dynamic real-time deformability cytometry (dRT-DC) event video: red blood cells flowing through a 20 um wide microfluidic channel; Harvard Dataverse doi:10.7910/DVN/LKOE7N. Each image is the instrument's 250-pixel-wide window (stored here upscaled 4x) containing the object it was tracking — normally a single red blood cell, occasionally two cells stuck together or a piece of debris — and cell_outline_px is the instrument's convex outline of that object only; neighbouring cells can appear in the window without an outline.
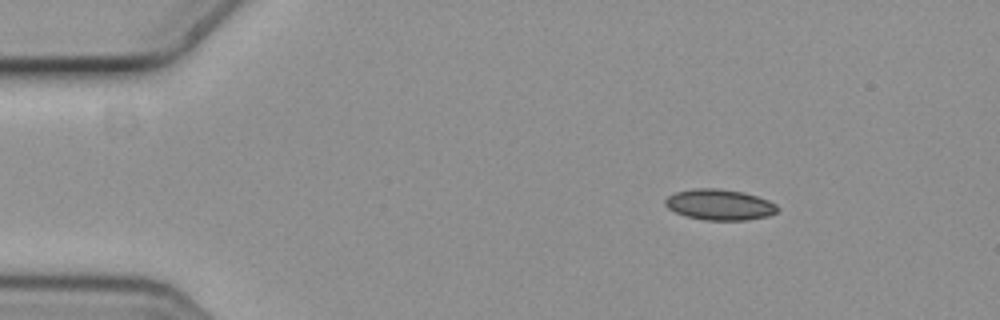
{"species": "common noctule bat (a hibernating species)", "species_latin": "Nyctalus noctula", "temperature_condition": "cold", "stored_images_in_passage": 8, "camera_frame_rate_fps": 3000, "um_per_image_px": 0.085, "animal": {"sex": "female", "body_mass_g": 19.3, "forearm_length_mm": 54.1}, "frame": {"image": 1, "passage_image": 1, "time_ms": 0.0, "image_size_px": [1000, 320], "cell_outline_px": [[780, 208], [776, 212], [768, 216], [748, 220], [704, 220], [684, 216], [668, 208], [664, 204], [664, 200], [668, 196], [676, 192], [696, 188], [712, 188], [744, 192], [768, 200], [776, 204]], "centroid_in_image_um": [61.16, 17.4], "position_along_channel_um": 23.8, "area_um2": 20.17}}
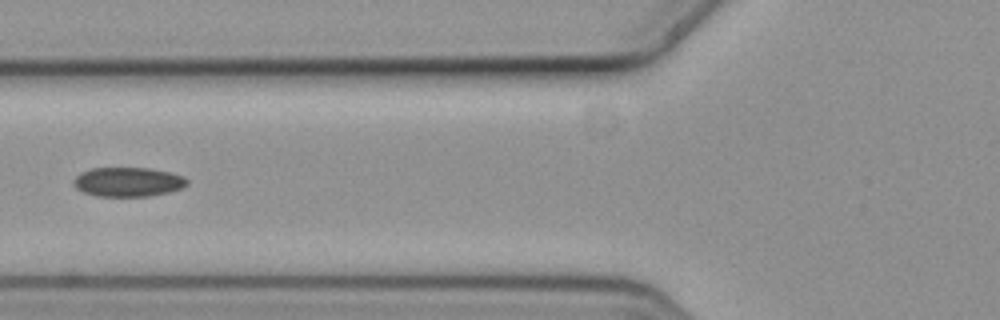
{"frame": {"image": 2, "passage_image": 5, "time_ms": 1.333, "image_size_px": [1000, 320], "cell_outline_px": [[188, 184], [180, 188], [168, 192], [148, 196], [96, 196], [84, 192], [76, 188], [72, 184], [72, 180], [80, 172], [92, 168], [148, 168], [168, 172], [184, 176], [188, 180]], "centroid_in_image_um": [10.84, 15.46], "position_along_channel_um": 115.0, "area_um2": 19.36}}
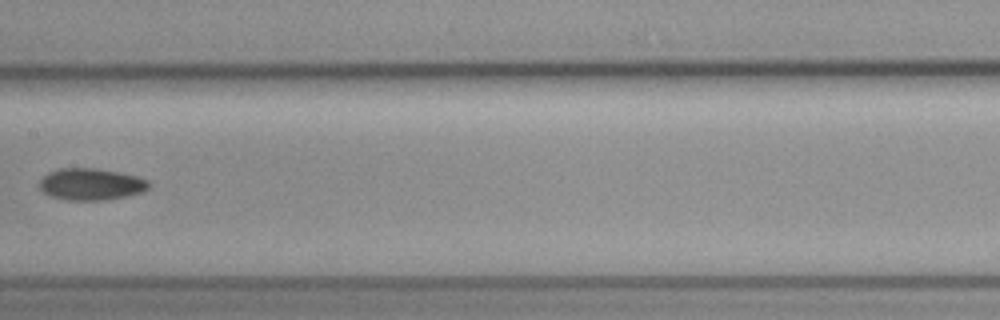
{"frame": {"image": 3, "passage_image": 7, "time_ms": 2.0, "image_size_px": [1000, 320], "cell_outline_px": [[148, 188], [144, 192], [104, 200], [64, 200], [52, 196], [44, 192], [40, 188], [40, 180], [48, 172], [60, 168], [96, 168], [136, 176], [148, 180]], "centroid_in_image_um": [7.72, 15.66], "position_along_channel_um": 199.7, "area_um2": 20.06}}